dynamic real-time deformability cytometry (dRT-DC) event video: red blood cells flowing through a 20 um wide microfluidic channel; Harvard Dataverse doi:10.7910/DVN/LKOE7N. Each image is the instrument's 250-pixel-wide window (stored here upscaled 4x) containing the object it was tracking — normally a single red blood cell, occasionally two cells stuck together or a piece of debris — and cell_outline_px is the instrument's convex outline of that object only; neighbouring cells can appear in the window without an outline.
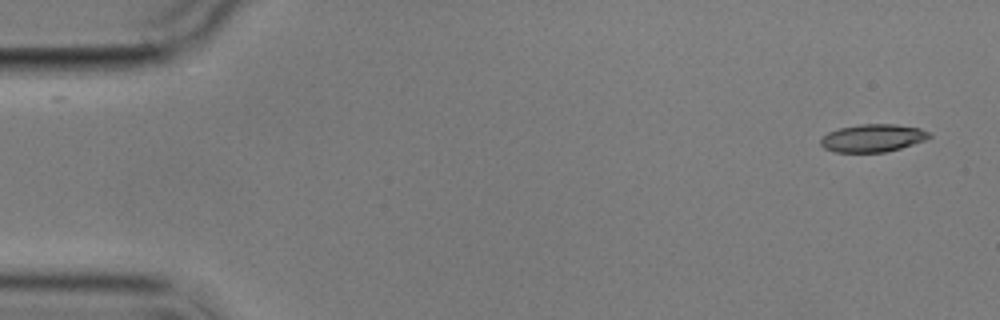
{"species": "common noctule bat (a hibernating species)", "species_latin": "Nyctalus noctula", "temperature_condition": "cold", "stored_images_in_passage": 5, "camera_frame_rate_fps": 3000, "um_per_image_px": 0.085, "animal": {"sex": "male", "body_mass_g": 17.9}, "frame": {"image": 1, "passage_image": 1, "time_ms": 0.0, "image_size_px": [1000, 320], "cell_outline_px": [[932, 136], [924, 140], [900, 148], [884, 152], [836, 152], [824, 148], [820, 144], [820, 136], [828, 132], [840, 128], [860, 124], [896, 124], [920, 128], [928, 132]], "centroid_in_image_um": [74.14, 11.73], "position_along_channel_um": 10.9, "area_um2": 17.51}}
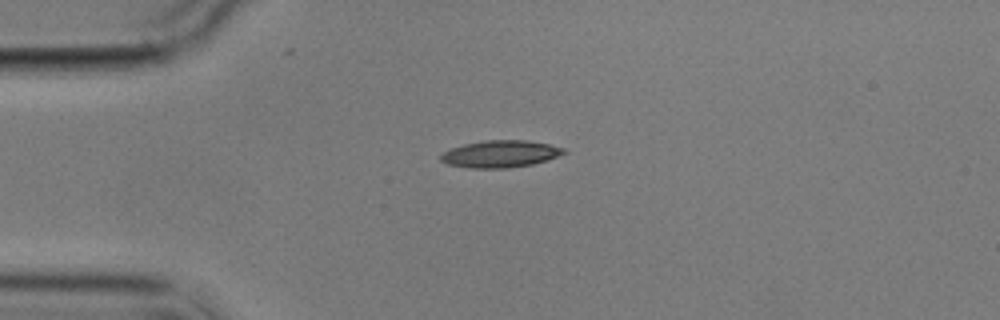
{"frame": {"image": 2, "passage_image": 4, "time_ms": 3.667, "image_size_px": [1000, 320], "cell_outline_px": [[568, 152], [548, 160], [532, 164], [508, 168], [472, 168], [448, 164], [440, 160], [440, 156], [444, 152], [452, 148], [464, 144], [484, 140], [524, 140], [548, 144], [564, 148]], "centroid_in_image_um": [42.55, 13.08], "position_along_channel_um": 42.5, "area_um2": 19.31}}